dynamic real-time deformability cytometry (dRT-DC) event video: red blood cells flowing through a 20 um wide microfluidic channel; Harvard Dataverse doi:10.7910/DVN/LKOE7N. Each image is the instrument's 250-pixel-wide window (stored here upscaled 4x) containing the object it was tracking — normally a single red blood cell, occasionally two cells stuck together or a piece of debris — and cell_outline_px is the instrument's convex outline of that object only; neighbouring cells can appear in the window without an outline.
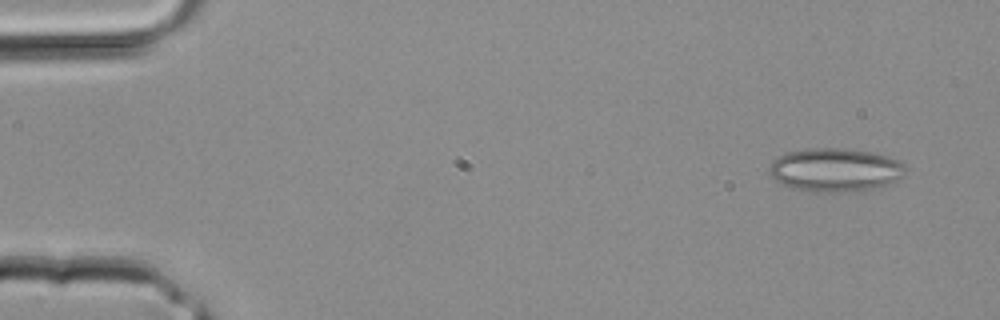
{"species": "common noctule bat (a hibernating species)", "species_latin": "Nyctalus noctula", "temperature_condition": "room temperature", "stored_images_in_passage": 3, "camera_frame_rate_fps": 3000, "um_per_image_px": 0.085, "animal": {"sex": "male", "body_mass_g": 20.4}, "frame": {"image": 1, "passage_image": 1, "time_ms": 0.0, "image_size_px": [1000, 320], "cell_outline_px": [[908, 168], [904, 176], [888, 184], [864, 192], [812, 192], [788, 188], [776, 180], [768, 172], [768, 168], [772, 160], [788, 152], [808, 148], [844, 148], [872, 152], [888, 156], [900, 160]], "centroid_in_image_um": [71.02, 14.46], "position_along_channel_um": 14.0, "area_um2": 35.32}}